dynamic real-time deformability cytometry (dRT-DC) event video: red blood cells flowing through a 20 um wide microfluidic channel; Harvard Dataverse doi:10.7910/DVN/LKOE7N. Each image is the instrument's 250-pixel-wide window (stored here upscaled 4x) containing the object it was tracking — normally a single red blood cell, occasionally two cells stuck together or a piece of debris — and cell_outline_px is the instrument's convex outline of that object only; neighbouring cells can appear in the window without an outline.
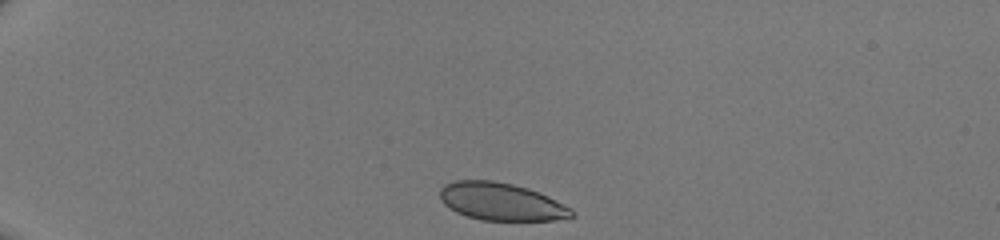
{"species": "human", "species_latin": "Homo sapiens", "temperature_condition": "room temperature", "stored_images_in_passage": 37, "camera_frame_rate_fps": 3000, "um_per_image_px": 0.085, "donor": {"sex": "male"}, "frame": {"image": 1, "passage_image": 1, "time_ms": 0.0, "image_size_px": [1000, 240], "cell_outline_px": [[576, 216], [552, 220], [480, 220], [456, 212], [444, 204], [440, 200], [440, 188], [444, 184], [456, 180], [492, 180], [512, 184], [528, 188], [548, 196], [572, 208], [576, 212]], "centroid_in_image_um": [42.61, 17.14], "position_along_channel_um": 42.4, "area_um2": 28.96}}
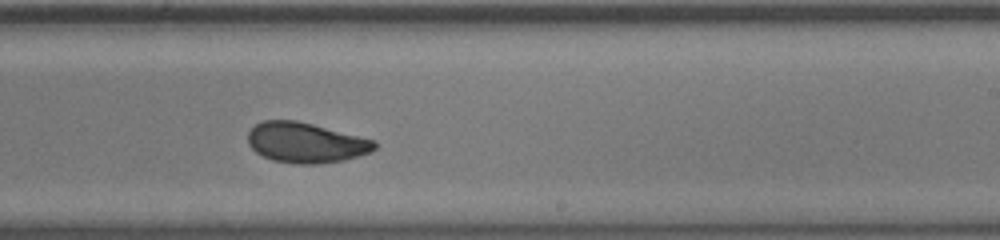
{"frame": {"image": 2, "passage_image": 21, "time_ms": 6.667, "image_size_px": [1000, 240], "cell_outline_px": [[376, 148], [372, 152], [344, 160], [316, 164], [296, 164], [272, 160], [256, 152], [248, 144], [248, 132], [256, 124], [264, 120], [296, 120], [376, 140]], "centroid_in_image_um": [26.0, 12.13], "position_along_channel_um": 263.0, "area_um2": 29.71}}
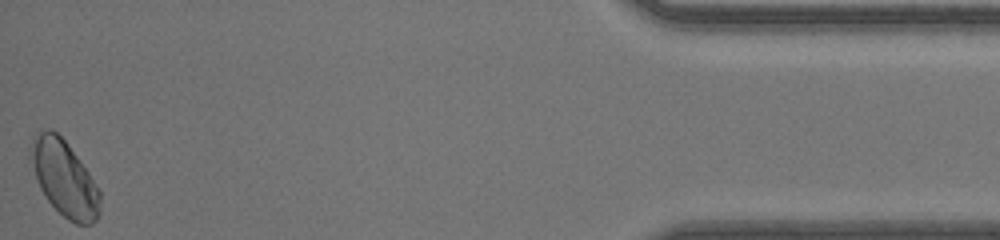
{"frame": {"image": 3, "passage_image": 37, "time_ms": 12.0, "image_size_px": [1000, 240], "cell_outline_px": [[100, 212], [96, 220], [92, 224], [76, 224], [68, 220], [44, 196], [36, 180], [28, 156], [28, 152], [32, 136], [48, 128], [56, 132], [68, 144], [80, 160], [100, 188]], "centroid_in_image_um": [5.45, 15.14], "position_along_channel_um": 429.8, "area_um2": 30.81}}